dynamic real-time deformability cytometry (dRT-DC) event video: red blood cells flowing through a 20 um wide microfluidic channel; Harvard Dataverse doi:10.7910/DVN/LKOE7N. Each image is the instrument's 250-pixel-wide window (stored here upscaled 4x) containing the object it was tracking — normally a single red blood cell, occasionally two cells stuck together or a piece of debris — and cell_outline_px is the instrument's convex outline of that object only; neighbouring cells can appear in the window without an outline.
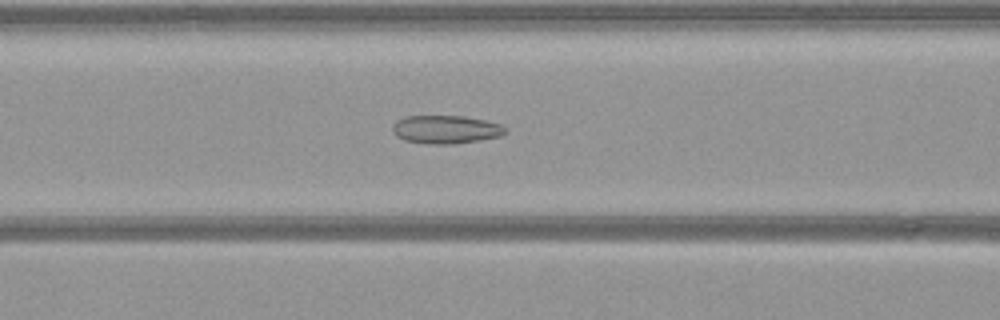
{"species": "common noctule bat (a hibernating species)", "species_latin": "Nyctalus noctula", "temperature_condition": "warm", "stored_images_in_passage": 53, "camera_frame_rate_fps": 3000, "um_per_image_px": 0.085, "animal": {"sex": "female", "body_mass_g": 21.9}, "frame": {"image": 1, "passage_image": 21, "time_ms": 6.667, "image_size_px": [1000, 320], "cell_outline_px": [[508, 132], [500, 136], [480, 140], [456, 144], [428, 144], [404, 140], [396, 136], [392, 132], [392, 124], [396, 120], [404, 116], [464, 116], [484, 120], [500, 124], [508, 128]], "centroid_in_image_um": [37.88, 11.0], "position_along_channel_um": 128.7, "area_um2": 18.84}}
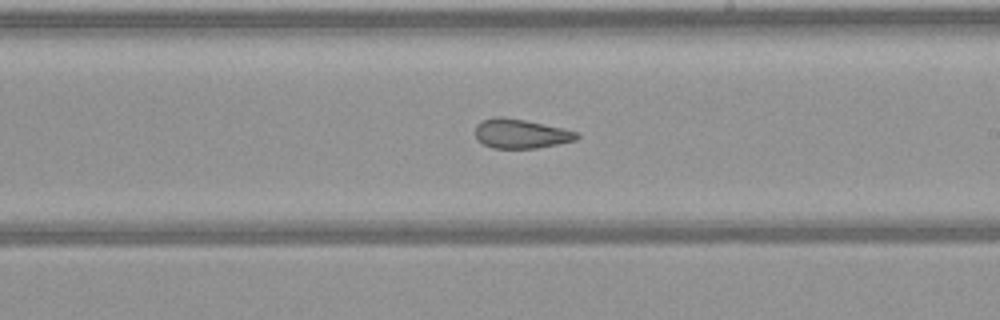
{"frame": {"image": 2, "passage_image": 30, "time_ms": 9.667, "image_size_px": [1000, 320], "cell_outline_px": [[580, 136], [576, 140], [536, 148], [492, 148], [476, 140], [476, 124], [484, 120], [496, 116], [504, 116], [564, 128], [576, 132]], "centroid_in_image_um": [44.25, 11.36], "position_along_channel_um": 244.8, "area_um2": 17.28}}
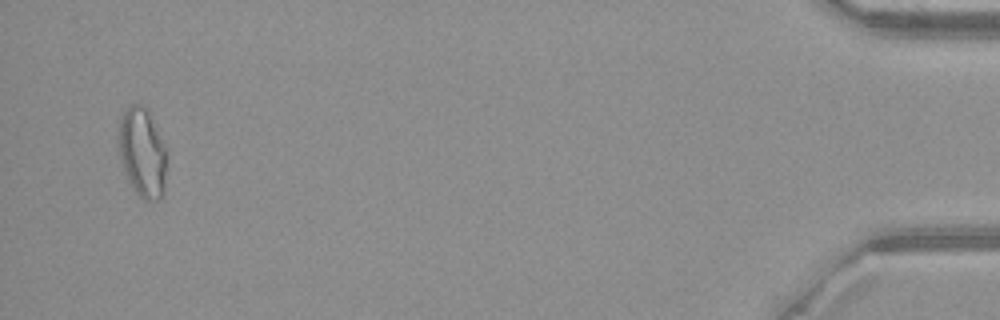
{"frame": {"image": 3, "passage_image": 51, "time_ms": 16.667, "image_size_px": [1000, 320], "cell_outline_px": [[168, 164], [164, 192], [160, 200], [144, 200], [136, 192], [128, 180], [116, 148], [116, 144], [120, 120], [124, 112], [132, 104], [144, 104], [148, 108], [168, 156]], "centroid_in_image_um": [12.1, 12.98], "position_along_channel_um": 423.1, "area_um2": 25.66}}